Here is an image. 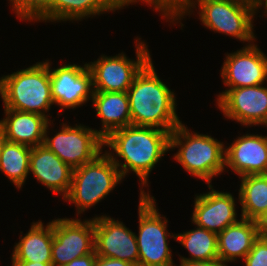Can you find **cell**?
<instances>
[{"label":"cell","mask_w":267,"mask_h":266,"mask_svg":"<svg viewBox=\"0 0 267 266\" xmlns=\"http://www.w3.org/2000/svg\"><path fill=\"white\" fill-rule=\"evenodd\" d=\"M169 138V131L128 125L109 133L104 138V147L111 149L105 152L118 167L122 178L131 171L139 178L140 185L146 187L151 171L164 154L169 152ZM116 157H120L124 163Z\"/></svg>","instance_id":"1"},{"label":"cell","mask_w":267,"mask_h":266,"mask_svg":"<svg viewBox=\"0 0 267 266\" xmlns=\"http://www.w3.org/2000/svg\"><path fill=\"white\" fill-rule=\"evenodd\" d=\"M158 76L150 59L127 90L131 125L154 127L171 133L182 121L176 113L175 93Z\"/></svg>","instance_id":"2"},{"label":"cell","mask_w":267,"mask_h":266,"mask_svg":"<svg viewBox=\"0 0 267 266\" xmlns=\"http://www.w3.org/2000/svg\"><path fill=\"white\" fill-rule=\"evenodd\" d=\"M0 96L4 109L36 113L48 118L54 105L51 91L49 66L46 62L20 69L0 78Z\"/></svg>","instance_id":"3"},{"label":"cell","mask_w":267,"mask_h":266,"mask_svg":"<svg viewBox=\"0 0 267 266\" xmlns=\"http://www.w3.org/2000/svg\"><path fill=\"white\" fill-rule=\"evenodd\" d=\"M179 148L174 159L192 176L210 185L212 178L225 169L223 142L206 134L192 133L183 123L179 124L169 138V150Z\"/></svg>","instance_id":"4"},{"label":"cell","mask_w":267,"mask_h":266,"mask_svg":"<svg viewBox=\"0 0 267 266\" xmlns=\"http://www.w3.org/2000/svg\"><path fill=\"white\" fill-rule=\"evenodd\" d=\"M122 179L113 160L102 152L91 162L73 169L72 183L63 200L74 203L79 215L106 198Z\"/></svg>","instance_id":"5"},{"label":"cell","mask_w":267,"mask_h":266,"mask_svg":"<svg viewBox=\"0 0 267 266\" xmlns=\"http://www.w3.org/2000/svg\"><path fill=\"white\" fill-rule=\"evenodd\" d=\"M138 205L139 232L136 242L139 250L138 266H175L168 237H174L167 230L168 219L156 209L155 198L140 188Z\"/></svg>","instance_id":"6"},{"label":"cell","mask_w":267,"mask_h":266,"mask_svg":"<svg viewBox=\"0 0 267 266\" xmlns=\"http://www.w3.org/2000/svg\"><path fill=\"white\" fill-rule=\"evenodd\" d=\"M199 7V19L203 25L214 32L222 33L248 42L255 41L253 20L257 14L255 2H235L230 0H202L195 4Z\"/></svg>","instance_id":"7"},{"label":"cell","mask_w":267,"mask_h":266,"mask_svg":"<svg viewBox=\"0 0 267 266\" xmlns=\"http://www.w3.org/2000/svg\"><path fill=\"white\" fill-rule=\"evenodd\" d=\"M136 39V61L124 52L115 56L101 55L97 61L87 63L92 73L93 91L127 92L138 72L151 59L148 46Z\"/></svg>","instance_id":"8"},{"label":"cell","mask_w":267,"mask_h":266,"mask_svg":"<svg viewBox=\"0 0 267 266\" xmlns=\"http://www.w3.org/2000/svg\"><path fill=\"white\" fill-rule=\"evenodd\" d=\"M51 124L50 120L45 129L43 144L72 169L91 162L102 153L104 138L98 130L87 128L83 124L72 127L63 123L60 132L50 138L47 130Z\"/></svg>","instance_id":"9"},{"label":"cell","mask_w":267,"mask_h":266,"mask_svg":"<svg viewBox=\"0 0 267 266\" xmlns=\"http://www.w3.org/2000/svg\"><path fill=\"white\" fill-rule=\"evenodd\" d=\"M95 251L94 218L53 220L52 265L62 266Z\"/></svg>","instance_id":"10"},{"label":"cell","mask_w":267,"mask_h":266,"mask_svg":"<svg viewBox=\"0 0 267 266\" xmlns=\"http://www.w3.org/2000/svg\"><path fill=\"white\" fill-rule=\"evenodd\" d=\"M227 88L217 95L223 115L243 126L267 125V86Z\"/></svg>","instance_id":"11"},{"label":"cell","mask_w":267,"mask_h":266,"mask_svg":"<svg viewBox=\"0 0 267 266\" xmlns=\"http://www.w3.org/2000/svg\"><path fill=\"white\" fill-rule=\"evenodd\" d=\"M45 62L49 66L53 102L60 106L59 111L80 107L92 99V73L87 63L83 66L69 63L51 69L49 60Z\"/></svg>","instance_id":"12"},{"label":"cell","mask_w":267,"mask_h":266,"mask_svg":"<svg viewBox=\"0 0 267 266\" xmlns=\"http://www.w3.org/2000/svg\"><path fill=\"white\" fill-rule=\"evenodd\" d=\"M94 218V247L99 257L115 258L138 266L136 234L110 216Z\"/></svg>","instance_id":"13"},{"label":"cell","mask_w":267,"mask_h":266,"mask_svg":"<svg viewBox=\"0 0 267 266\" xmlns=\"http://www.w3.org/2000/svg\"><path fill=\"white\" fill-rule=\"evenodd\" d=\"M221 77L229 88L262 85L267 81V56L252 43L226 54Z\"/></svg>","instance_id":"14"},{"label":"cell","mask_w":267,"mask_h":266,"mask_svg":"<svg viewBox=\"0 0 267 266\" xmlns=\"http://www.w3.org/2000/svg\"><path fill=\"white\" fill-rule=\"evenodd\" d=\"M209 192L196 195L192 223L217 235L227 226L237 223L236 204L230 192H221L208 185Z\"/></svg>","instance_id":"15"},{"label":"cell","mask_w":267,"mask_h":266,"mask_svg":"<svg viewBox=\"0 0 267 266\" xmlns=\"http://www.w3.org/2000/svg\"><path fill=\"white\" fill-rule=\"evenodd\" d=\"M121 8L115 0H43L25 21H81Z\"/></svg>","instance_id":"16"},{"label":"cell","mask_w":267,"mask_h":266,"mask_svg":"<svg viewBox=\"0 0 267 266\" xmlns=\"http://www.w3.org/2000/svg\"><path fill=\"white\" fill-rule=\"evenodd\" d=\"M225 167L239 177L267 174V136L245 134L225 147Z\"/></svg>","instance_id":"17"},{"label":"cell","mask_w":267,"mask_h":266,"mask_svg":"<svg viewBox=\"0 0 267 266\" xmlns=\"http://www.w3.org/2000/svg\"><path fill=\"white\" fill-rule=\"evenodd\" d=\"M29 172H32L37 181L55 194L61 193L63 198L68 194L73 169L44 144L32 147Z\"/></svg>","instance_id":"18"},{"label":"cell","mask_w":267,"mask_h":266,"mask_svg":"<svg viewBox=\"0 0 267 266\" xmlns=\"http://www.w3.org/2000/svg\"><path fill=\"white\" fill-rule=\"evenodd\" d=\"M5 118L0 120L7 141L39 146L44 143L45 129L49 120L40 114L4 109Z\"/></svg>","instance_id":"19"},{"label":"cell","mask_w":267,"mask_h":266,"mask_svg":"<svg viewBox=\"0 0 267 266\" xmlns=\"http://www.w3.org/2000/svg\"><path fill=\"white\" fill-rule=\"evenodd\" d=\"M258 237L256 222L240 218L237 223L227 226L218 234L219 261L226 266L228 262L235 263L239 258L243 261Z\"/></svg>","instance_id":"20"},{"label":"cell","mask_w":267,"mask_h":266,"mask_svg":"<svg viewBox=\"0 0 267 266\" xmlns=\"http://www.w3.org/2000/svg\"><path fill=\"white\" fill-rule=\"evenodd\" d=\"M92 103L102 123L98 133L105 138L112 131L131 125L127 92L94 91Z\"/></svg>","instance_id":"21"},{"label":"cell","mask_w":267,"mask_h":266,"mask_svg":"<svg viewBox=\"0 0 267 266\" xmlns=\"http://www.w3.org/2000/svg\"><path fill=\"white\" fill-rule=\"evenodd\" d=\"M19 238L11 255L12 261L52 263L53 220L46 226L39 220L33 222L25 236Z\"/></svg>","instance_id":"22"},{"label":"cell","mask_w":267,"mask_h":266,"mask_svg":"<svg viewBox=\"0 0 267 266\" xmlns=\"http://www.w3.org/2000/svg\"><path fill=\"white\" fill-rule=\"evenodd\" d=\"M241 218L256 221L267 210V174L240 177Z\"/></svg>","instance_id":"23"},{"label":"cell","mask_w":267,"mask_h":266,"mask_svg":"<svg viewBox=\"0 0 267 266\" xmlns=\"http://www.w3.org/2000/svg\"><path fill=\"white\" fill-rule=\"evenodd\" d=\"M196 229L176 235V241L190 253V258L180 257V261H219L218 235L205 228Z\"/></svg>","instance_id":"24"},{"label":"cell","mask_w":267,"mask_h":266,"mask_svg":"<svg viewBox=\"0 0 267 266\" xmlns=\"http://www.w3.org/2000/svg\"><path fill=\"white\" fill-rule=\"evenodd\" d=\"M32 147L7 141L0 154V171L16 188L21 189L29 175V161Z\"/></svg>","instance_id":"25"},{"label":"cell","mask_w":267,"mask_h":266,"mask_svg":"<svg viewBox=\"0 0 267 266\" xmlns=\"http://www.w3.org/2000/svg\"><path fill=\"white\" fill-rule=\"evenodd\" d=\"M198 1L202 0H171L167 4V9L165 13V19H170V23L180 22L181 19L184 18L186 15H190V12L192 13L193 7H195V4ZM235 2H255V0H230ZM178 20V21H177Z\"/></svg>","instance_id":"26"},{"label":"cell","mask_w":267,"mask_h":266,"mask_svg":"<svg viewBox=\"0 0 267 266\" xmlns=\"http://www.w3.org/2000/svg\"><path fill=\"white\" fill-rule=\"evenodd\" d=\"M243 260L245 266H267V237L259 236Z\"/></svg>","instance_id":"27"},{"label":"cell","mask_w":267,"mask_h":266,"mask_svg":"<svg viewBox=\"0 0 267 266\" xmlns=\"http://www.w3.org/2000/svg\"><path fill=\"white\" fill-rule=\"evenodd\" d=\"M12 10L18 18L25 19L42 3L43 0H9Z\"/></svg>","instance_id":"28"},{"label":"cell","mask_w":267,"mask_h":266,"mask_svg":"<svg viewBox=\"0 0 267 266\" xmlns=\"http://www.w3.org/2000/svg\"><path fill=\"white\" fill-rule=\"evenodd\" d=\"M123 9L125 6L132 5L133 3H138L139 1H143L145 3H148L149 6L153 7L156 12H160L162 17L164 18L167 4L163 0H115Z\"/></svg>","instance_id":"29"},{"label":"cell","mask_w":267,"mask_h":266,"mask_svg":"<svg viewBox=\"0 0 267 266\" xmlns=\"http://www.w3.org/2000/svg\"><path fill=\"white\" fill-rule=\"evenodd\" d=\"M97 255L94 252L86 256L73 259L70 263L62 266H95Z\"/></svg>","instance_id":"30"},{"label":"cell","mask_w":267,"mask_h":266,"mask_svg":"<svg viewBox=\"0 0 267 266\" xmlns=\"http://www.w3.org/2000/svg\"><path fill=\"white\" fill-rule=\"evenodd\" d=\"M95 266H135V265L130 262L115 258L97 256Z\"/></svg>","instance_id":"31"},{"label":"cell","mask_w":267,"mask_h":266,"mask_svg":"<svg viewBox=\"0 0 267 266\" xmlns=\"http://www.w3.org/2000/svg\"><path fill=\"white\" fill-rule=\"evenodd\" d=\"M259 236L267 237V210L255 221Z\"/></svg>","instance_id":"32"},{"label":"cell","mask_w":267,"mask_h":266,"mask_svg":"<svg viewBox=\"0 0 267 266\" xmlns=\"http://www.w3.org/2000/svg\"><path fill=\"white\" fill-rule=\"evenodd\" d=\"M179 266H226L220 261H180Z\"/></svg>","instance_id":"33"},{"label":"cell","mask_w":267,"mask_h":266,"mask_svg":"<svg viewBox=\"0 0 267 266\" xmlns=\"http://www.w3.org/2000/svg\"><path fill=\"white\" fill-rule=\"evenodd\" d=\"M12 266H53L52 263L29 262V261H12Z\"/></svg>","instance_id":"34"},{"label":"cell","mask_w":267,"mask_h":266,"mask_svg":"<svg viewBox=\"0 0 267 266\" xmlns=\"http://www.w3.org/2000/svg\"><path fill=\"white\" fill-rule=\"evenodd\" d=\"M7 142L6 134L3 127L0 125V154L2 152L4 144Z\"/></svg>","instance_id":"35"},{"label":"cell","mask_w":267,"mask_h":266,"mask_svg":"<svg viewBox=\"0 0 267 266\" xmlns=\"http://www.w3.org/2000/svg\"><path fill=\"white\" fill-rule=\"evenodd\" d=\"M255 5L257 8V11L263 7L264 8V14L267 16V0H255Z\"/></svg>","instance_id":"36"},{"label":"cell","mask_w":267,"mask_h":266,"mask_svg":"<svg viewBox=\"0 0 267 266\" xmlns=\"http://www.w3.org/2000/svg\"><path fill=\"white\" fill-rule=\"evenodd\" d=\"M166 4H168L171 0H163Z\"/></svg>","instance_id":"37"}]
</instances>
